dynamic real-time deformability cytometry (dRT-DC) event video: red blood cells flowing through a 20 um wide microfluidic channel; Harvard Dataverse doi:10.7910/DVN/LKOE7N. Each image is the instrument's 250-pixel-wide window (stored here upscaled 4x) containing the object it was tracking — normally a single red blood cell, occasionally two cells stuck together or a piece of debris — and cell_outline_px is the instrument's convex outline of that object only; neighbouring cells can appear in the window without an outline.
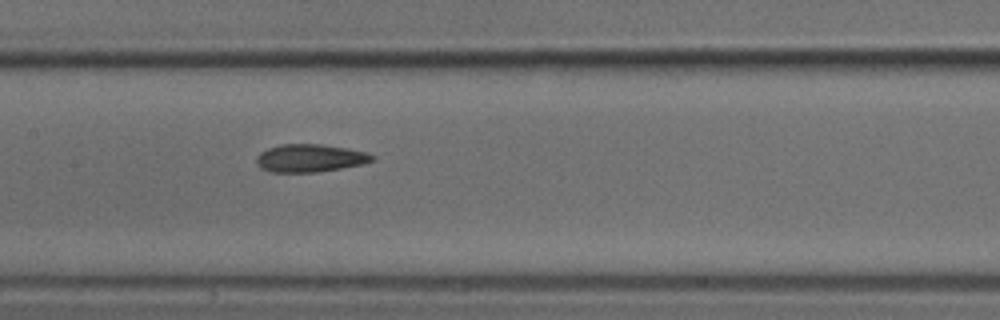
{"species": "common noctule bat (a hibernating species)", "species_latin": "Nyctalus noctula", "temperature_condition": "cold", "stored_images_in_passage": 7, "camera_frame_rate_fps": 3000, "um_per_image_px": 0.085, "animal": {"sex": "male", "body_mass_g": 18.8}, "frame": {"image": 1, "passage_image": 7, "time_ms": 7.667, "image_size_px": [1000, 320], "cell_outline_px": [[376, 160], [364, 164], [316, 172], [268, 172], [260, 168], [256, 164], [256, 156], [260, 152], [268, 148], [280, 144], [320, 144], [348, 148], [368, 152], [376, 156]], "centroid_in_image_um": [26.36, 13.44], "position_along_channel_um": 181.0, "area_um2": 19.07}}